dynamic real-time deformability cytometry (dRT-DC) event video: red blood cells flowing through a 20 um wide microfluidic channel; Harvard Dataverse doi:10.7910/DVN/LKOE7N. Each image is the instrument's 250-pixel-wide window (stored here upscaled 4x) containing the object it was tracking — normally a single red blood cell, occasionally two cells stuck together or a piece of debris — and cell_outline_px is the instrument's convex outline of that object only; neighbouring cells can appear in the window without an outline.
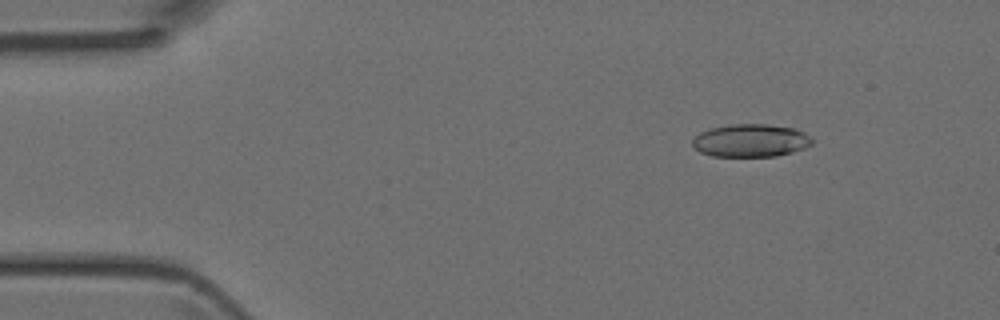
{"species": "Egyptian fruit bat (a non-hibernating species)", "species_latin": "Rousettus aegyptiacus", "temperature_condition": "room temperature", "stored_images_in_passage": 32, "camera_frame_rate_fps": 3000, "um_per_image_px": 0.085, "animal": {"sex": "female"}, "frame": {"image": 1, "passage_image": 7, "time_ms": 2.0, "image_size_px": [1000, 320], "cell_outline_px": [[812, 144], [804, 148], [792, 152], [776, 156], [712, 156], [700, 152], [692, 144], [692, 140], [700, 132], [708, 128], [732, 124], [768, 124], [792, 128], [804, 132], [812, 136]], "centroid_in_image_um": [63.81, 11.94], "position_along_channel_um": 21.2, "area_um2": 22.95}}
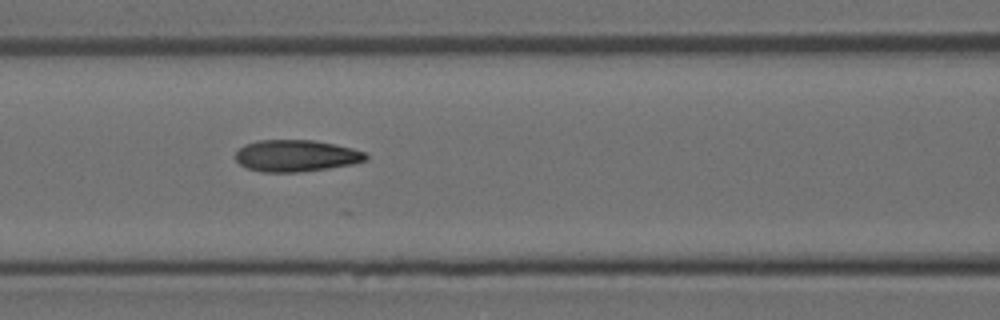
{"frame": {"image": 2, "passage_image": 22, "time_ms": 7.0, "image_size_px": [1000, 320], "cell_outline_px": [[368, 160], [352, 164], [328, 168], [300, 172], [260, 172], [248, 168], [240, 164], [236, 160], [236, 152], [244, 144], [256, 140], [312, 140], [352, 148], [364, 152], [368, 156]], "centroid_in_image_um": [25.15, 13.24], "position_along_channel_um": 141.4, "area_um2": 24.04}}
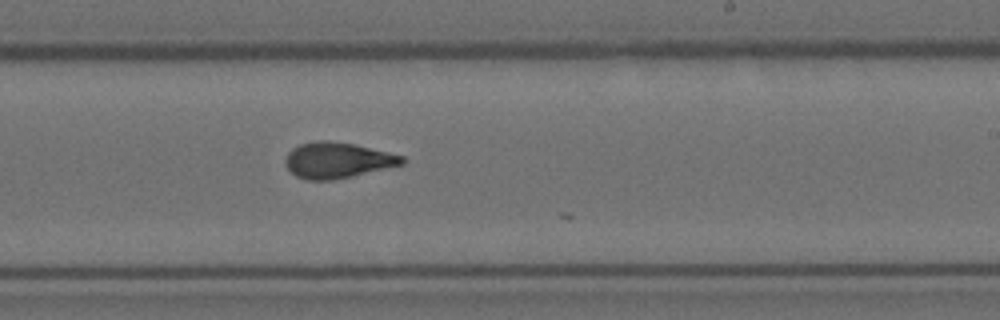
{"frame": {"image": 3, "passage_image": 31, "time_ms": 10.0, "image_size_px": [1000, 320], "cell_outline_px": [[404, 164], [352, 176], [332, 180], [308, 180], [296, 176], [284, 164], [284, 160], [288, 152], [292, 148], [300, 144], [316, 140], [324, 140], [352, 144], [388, 152], [404, 156]], "centroid_in_image_um": [28.65, 13.62], "position_along_channel_um": 260.4, "area_um2": 24.16}}